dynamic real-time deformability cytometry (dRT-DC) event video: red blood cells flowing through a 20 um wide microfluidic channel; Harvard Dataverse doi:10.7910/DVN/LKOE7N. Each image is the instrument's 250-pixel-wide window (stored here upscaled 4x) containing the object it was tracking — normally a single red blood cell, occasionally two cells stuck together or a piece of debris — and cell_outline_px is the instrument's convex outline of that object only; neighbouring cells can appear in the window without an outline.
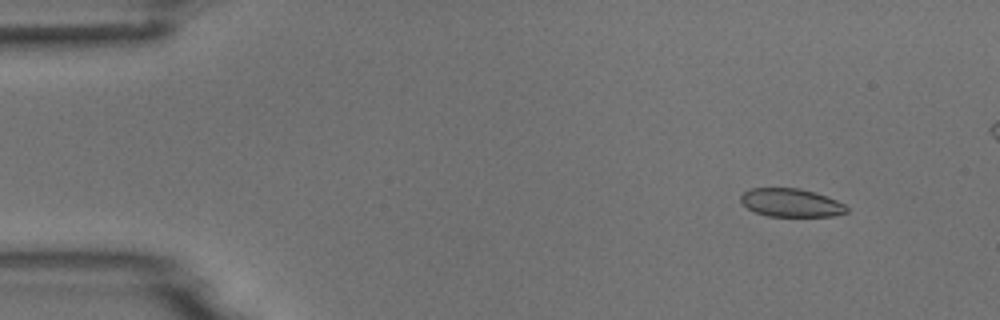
{"species": "common noctule bat (a hibernating species)", "species_latin": "Nyctalus noctula", "temperature_condition": "room temperature", "stored_images_in_passage": 6, "camera_frame_rate_fps": 3000, "um_per_image_px": 0.085, "animal": {"sex": "male", "body_mass_g": 18.8}, "frame": {"image": 1, "passage_image": 2, "time_ms": 1.0, "image_size_px": [1000, 320], "cell_outline_px": [[848, 212], [836, 216], [768, 216], [756, 212], [748, 208], [740, 200], [740, 196], [744, 192], [752, 188], [800, 188], [816, 192], [836, 200], [844, 204], [848, 208]], "centroid_in_image_um": [67.27, 17.23], "position_along_channel_um": 17.7, "area_um2": 17.46}}